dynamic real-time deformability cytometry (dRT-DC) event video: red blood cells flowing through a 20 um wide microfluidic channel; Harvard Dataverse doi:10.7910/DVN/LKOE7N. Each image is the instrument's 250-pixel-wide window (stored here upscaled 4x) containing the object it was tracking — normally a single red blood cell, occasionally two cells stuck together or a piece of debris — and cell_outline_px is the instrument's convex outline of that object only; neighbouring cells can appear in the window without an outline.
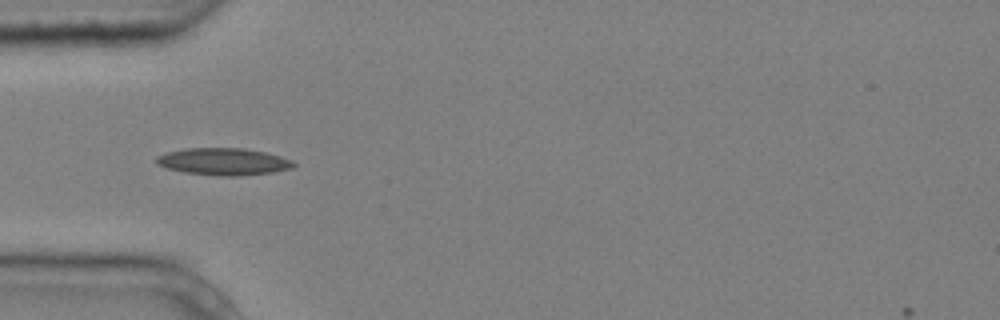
{"species": "common noctule bat (a hibernating species)", "species_latin": "Nyctalus noctula", "temperature_condition": "cold", "stored_images_in_passage": 9, "camera_frame_rate_fps": 3000, "um_per_image_px": 0.085, "animal": {"sex": "male", "body_mass_g": 20.4}, "frame": {"image": 1, "passage_image": 4, "time_ms": 1.0, "image_size_px": [1000, 320], "cell_outline_px": [[296, 164], [292, 168], [272, 172], [240, 176], [220, 176], [184, 172], [168, 168], [156, 164], [156, 156], [164, 152], [184, 148], [244, 148], [264, 152], [280, 156], [292, 160]], "centroid_in_image_um": [18.97, 13.73], "position_along_channel_um": 66.0, "area_um2": 21.73}}
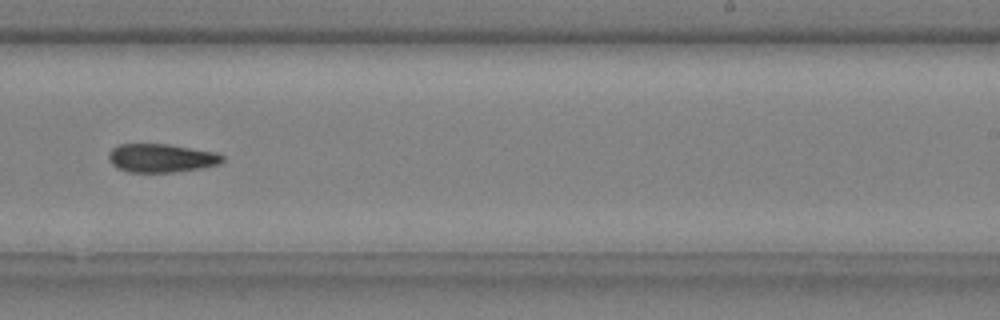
{"frame": {"image": 2, "passage_image": 9, "time_ms": 2.667, "image_size_px": [1000, 320], "cell_outline_px": [[224, 160], [220, 164], [204, 168], [172, 172], [128, 172], [116, 168], [108, 160], [108, 152], [112, 148], [120, 144], [168, 144], [216, 152], [224, 156]], "centroid_in_image_um": [13.71, 13.44], "position_along_channel_um": 275.3, "area_um2": 19.13}}